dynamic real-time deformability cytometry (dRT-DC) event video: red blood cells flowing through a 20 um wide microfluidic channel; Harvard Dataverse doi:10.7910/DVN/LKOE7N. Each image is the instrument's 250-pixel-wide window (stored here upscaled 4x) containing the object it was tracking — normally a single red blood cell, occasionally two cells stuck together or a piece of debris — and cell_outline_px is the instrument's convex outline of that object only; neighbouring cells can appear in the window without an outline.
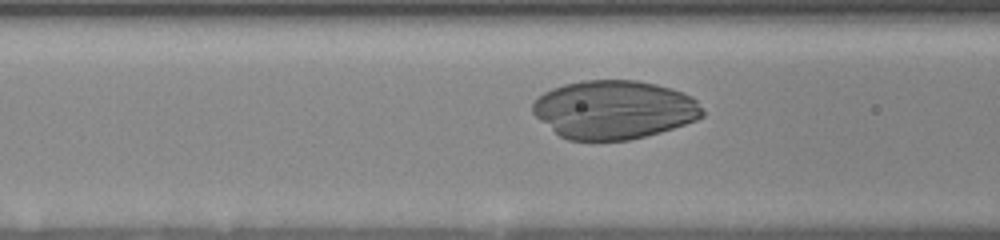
{"species": "human", "species_latin": "Homo sapiens", "temperature_condition": "room temperature", "stored_images_in_passage": 48, "camera_frame_rate_fps": 3000, "um_per_image_px": 0.085, "donor": {"sex": "female"}, "frame": {"image": 1, "passage_image": 17, "time_ms": 5.667, "image_size_px": [1000, 240], "cell_outline_px": [[704, 116], [696, 120], [660, 132], [628, 140], [568, 140], [560, 136], [540, 120], [532, 112], [532, 104], [544, 92], [552, 88], [564, 84], [580, 80], [636, 80], [656, 84], [684, 92], [692, 96], [696, 100], [704, 112]], "centroid_in_image_um": [52.2, 9.31], "position_along_channel_um": 114.4, "area_um2": 57.86}}
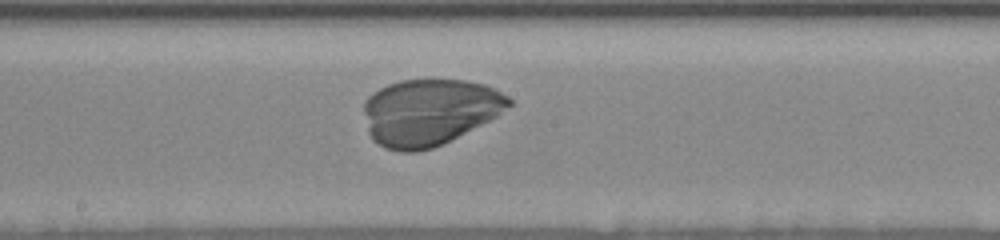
{"frame": {"image": 2, "passage_image": 27, "time_ms": 8.333, "image_size_px": [1000, 240], "cell_outline_px": [[512, 104], [496, 116], [432, 148], [416, 152], [400, 152], [384, 148], [372, 140], [368, 132], [364, 112], [364, 100], [372, 92], [388, 84], [400, 80], [464, 80], [484, 84], [496, 88], [508, 96], [512, 100]], "centroid_in_image_um": [36.46, 9.51], "position_along_channel_um": 211.7, "area_um2": 56.01}}
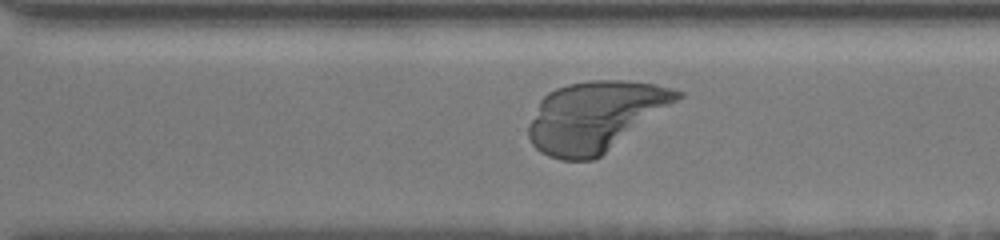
{"frame": {"image": 3, "passage_image": 39, "time_ms": 11.333, "image_size_px": [1000, 240], "cell_outline_px": [[684, 96], [600, 156], [592, 160], [560, 160], [548, 156], [540, 152], [532, 144], [528, 136], [528, 124], [540, 100], [548, 92], [556, 88], [568, 84], [592, 80], [624, 80], [656, 84], [672, 88], [684, 92]], "centroid_in_image_um": [50.57, 9.88], "position_along_channel_um": 320.0, "area_um2": 60.46}}